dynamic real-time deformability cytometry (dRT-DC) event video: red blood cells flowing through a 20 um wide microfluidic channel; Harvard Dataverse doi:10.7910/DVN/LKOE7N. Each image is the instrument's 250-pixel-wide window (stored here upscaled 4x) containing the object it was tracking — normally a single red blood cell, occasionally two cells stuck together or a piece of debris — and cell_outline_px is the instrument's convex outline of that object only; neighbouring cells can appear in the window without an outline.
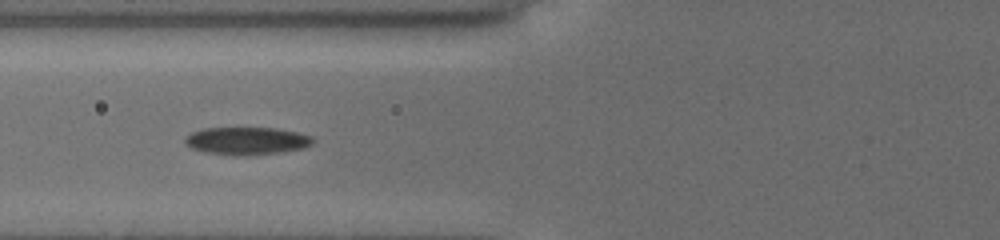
{"species": "common noctule bat (a hibernating species)", "species_latin": "Nyctalus noctula", "temperature_condition": "cold", "stored_images_in_passage": 11, "camera_frame_rate_fps": 3000, "um_per_image_px": 0.085, "animal": {"sex": "female", "body_mass_g": 19.5, "forearm_length_mm": 54.1}, "frame": {"image": 1, "passage_image": 7, "time_ms": 2.0, "image_size_px": [1000, 240], "cell_outline_px": [[312, 144], [304, 148], [284, 152], [244, 156], [236, 156], [204, 152], [192, 148], [184, 144], [184, 140], [192, 132], [204, 128], [276, 128], [296, 132], [312, 136]], "centroid_in_image_um": [20.97, 11.98], "position_along_channel_um": 104.8, "area_um2": 20.69}}